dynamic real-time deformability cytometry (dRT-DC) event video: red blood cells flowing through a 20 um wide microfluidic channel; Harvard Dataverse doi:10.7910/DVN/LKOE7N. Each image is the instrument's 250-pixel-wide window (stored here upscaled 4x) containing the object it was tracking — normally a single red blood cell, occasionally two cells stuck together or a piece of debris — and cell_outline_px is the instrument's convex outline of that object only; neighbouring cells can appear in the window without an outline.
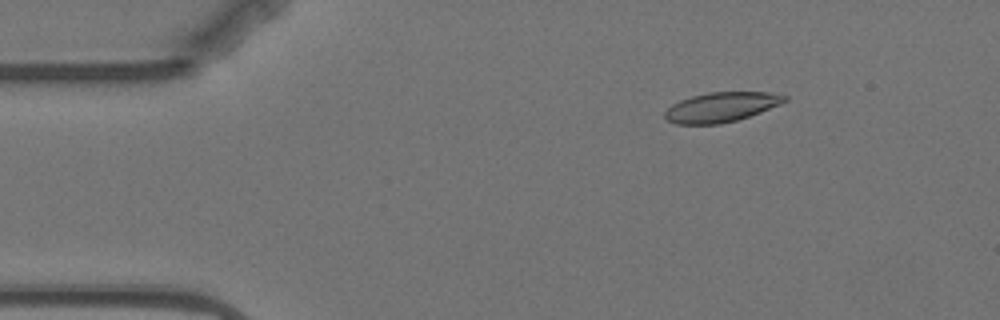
{"species": "Egyptian fruit bat (a non-hibernating species)", "species_latin": "Rousettus aegyptiacus", "temperature_condition": "warm", "stored_images_in_passage": 6, "segment_of_instrument_passage": [2, 2], "camera_frame_rate_fps": 3000, "um_per_image_px": 0.085, "animal": {"sex": "female"}, "frame": {"image": 1, "passage_image": 6, "time_ms": 7.0, "image_size_px": [1000, 320], "cell_outline_px": [[788, 100], [780, 104], [760, 112], [736, 120], [720, 124], [676, 124], [668, 120], [664, 116], [664, 112], [672, 104], [680, 100], [692, 96], [708, 92], [768, 92], [788, 96]], "centroid_in_image_um": [61.3, 9.1], "position_along_channel_um": 23.7, "area_um2": 20.63}}